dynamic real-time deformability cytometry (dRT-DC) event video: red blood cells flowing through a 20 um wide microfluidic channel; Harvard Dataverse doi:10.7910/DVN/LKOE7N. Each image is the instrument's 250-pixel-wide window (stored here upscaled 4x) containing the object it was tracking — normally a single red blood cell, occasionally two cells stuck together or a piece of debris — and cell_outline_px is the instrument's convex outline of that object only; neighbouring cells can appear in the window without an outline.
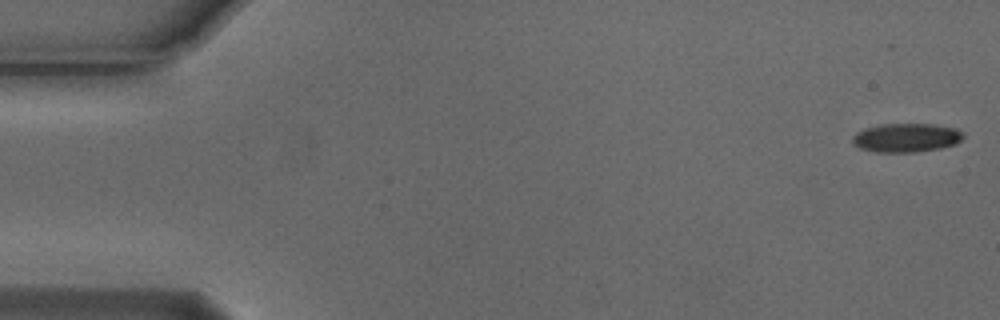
{"species": "Egyptian fruit bat (a non-hibernating species)", "species_latin": "Rousettus aegyptiacus", "temperature_condition": "cold", "stored_images_in_passage": 7, "camera_frame_rate_fps": 3000, "um_per_image_px": 0.085, "animal": {"sex": "male"}, "frame": {"image": 1, "passage_image": 1, "time_ms": 0.0, "image_size_px": [1000, 320], "cell_outline_px": [[964, 136], [956, 144], [940, 148], [916, 152], [876, 152], [860, 148], [852, 144], [852, 136], [856, 132], [864, 128], [880, 124], [932, 124], [956, 128], [964, 132]], "centroid_in_image_um": [77.02, 11.7], "position_along_channel_um": 8.0, "area_um2": 18.79}}
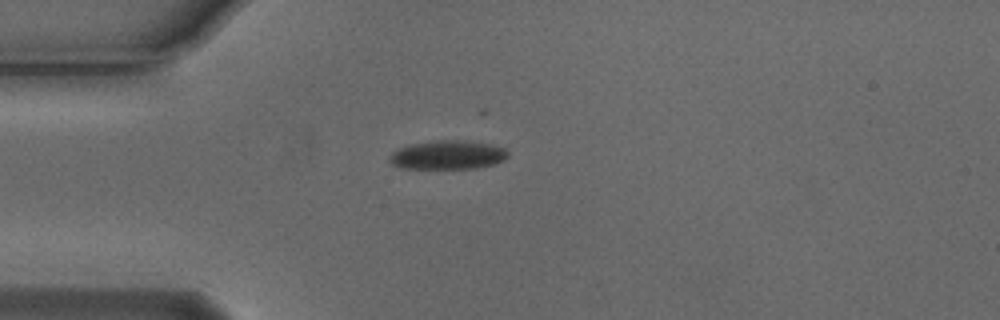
{"frame": {"image": 2, "passage_image": 4, "time_ms": 1.0, "image_size_px": [1000, 320], "cell_outline_px": [[508, 156], [504, 160], [492, 164], [476, 168], [400, 168], [392, 164], [388, 160], [392, 152], [408, 144], [436, 140], [464, 140], [488, 144], [504, 148], [508, 152]], "centroid_in_image_um": [38.03, 13.16], "position_along_channel_um": 47.0, "area_um2": 19.83}}
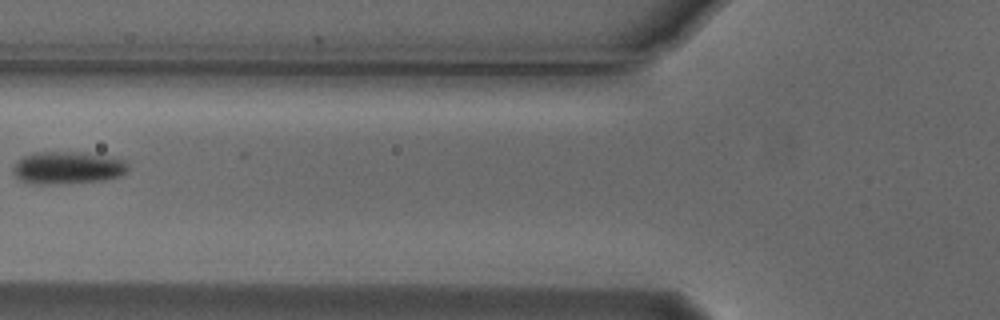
{"frame": {"image": 3, "passage_image": 6, "time_ms": 1.667, "image_size_px": [1000, 320], "cell_outline_px": [[128, 168], [120, 176], [100, 180], [48, 184], [44, 184], [20, 180], [12, 172], [12, 168], [16, 160], [32, 152], [80, 152], [124, 160], [128, 164]], "centroid_in_image_um": [5.68, 14.24], "position_along_channel_um": 120.1, "area_um2": 21.33}}